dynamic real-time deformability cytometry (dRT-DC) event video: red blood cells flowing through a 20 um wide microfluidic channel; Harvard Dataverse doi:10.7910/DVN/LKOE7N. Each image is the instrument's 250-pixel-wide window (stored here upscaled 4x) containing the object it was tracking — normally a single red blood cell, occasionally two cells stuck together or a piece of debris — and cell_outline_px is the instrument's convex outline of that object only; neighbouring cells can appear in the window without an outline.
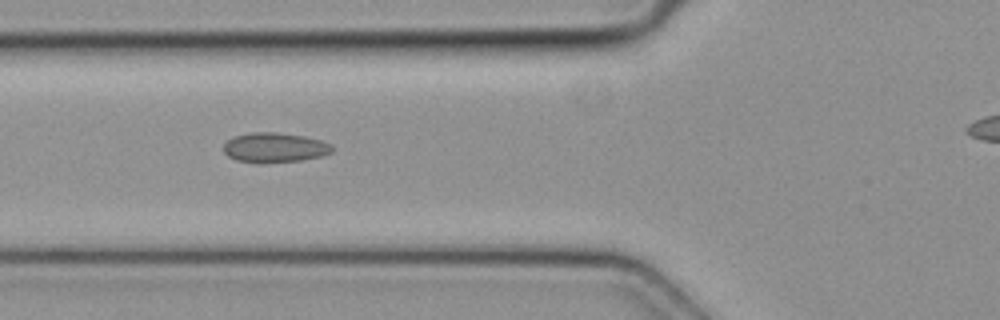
{"species": "common noctule bat (a hibernating species)", "species_latin": "Nyctalus noctula", "temperature_condition": "cold", "stored_images_in_passage": 5, "camera_frame_rate_fps": 3000, "um_per_image_px": 0.085, "animal": {"sex": "female", "body_mass_g": 19.3, "forearm_length_mm": 54.1}, "frame": {"image": 1, "passage_image": 3, "time_ms": 0.667, "image_size_px": [1000, 320], "cell_outline_px": [[332, 152], [324, 156], [300, 160], [260, 164], [256, 164], [236, 160], [228, 156], [224, 152], [224, 144], [228, 140], [236, 136], [252, 132], [276, 132], [304, 136], [320, 140], [332, 144]], "centroid_in_image_um": [23.35, 12.56], "position_along_channel_um": 102.5, "area_um2": 19.02}}
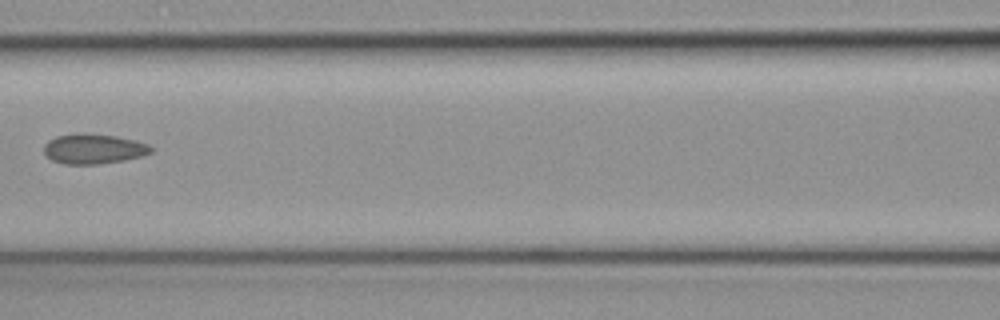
{"frame": {"image": 2, "passage_image": 4, "time_ms": 1.0, "image_size_px": [1000, 320], "cell_outline_px": [[152, 152], [140, 156], [124, 160], [96, 164], [64, 164], [52, 160], [44, 152], [44, 144], [48, 140], [56, 136], [116, 136], [136, 140], [148, 144], [152, 148]], "centroid_in_image_um": [7.97, 12.69], "position_along_channel_um": 158.6, "area_um2": 17.86}}
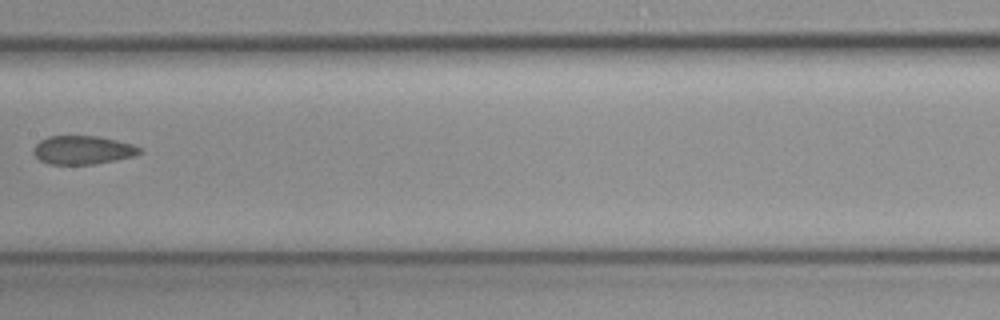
{"frame": {"image": 3, "passage_image": 5, "time_ms": 1.333, "image_size_px": [1000, 320], "cell_outline_px": [[144, 152], [132, 156], [92, 164], [48, 164], [40, 160], [32, 152], [36, 144], [40, 140], [48, 136], [100, 136], [132, 144], [140, 148]], "centroid_in_image_um": [7.01, 12.74], "position_along_channel_um": 200.4, "area_um2": 17.51}}